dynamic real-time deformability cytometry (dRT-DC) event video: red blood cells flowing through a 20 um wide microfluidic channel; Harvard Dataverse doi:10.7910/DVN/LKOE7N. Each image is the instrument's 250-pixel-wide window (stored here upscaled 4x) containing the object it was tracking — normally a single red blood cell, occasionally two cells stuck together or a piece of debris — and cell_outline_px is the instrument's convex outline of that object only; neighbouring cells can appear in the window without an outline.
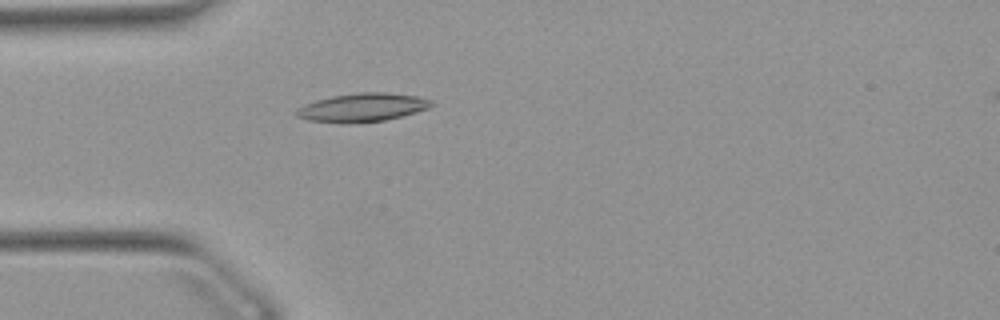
{"species": "Egyptian fruit bat (a non-hibernating species)", "species_latin": "Rousettus aegyptiacus", "temperature_condition": "warm", "stored_images_in_passage": 42, "camera_frame_rate_fps": 3000, "um_per_image_px": 0.085, "animal": {"sex": "female"}, "frame": {"image": 1, "passage_image": 7, "time_ms": 2.0, "image_size_px": [1000, 320], "cell_outline_px": [[436, 104], [428, 108], [416, 112], [384, 120], [348, 124], [340, 124], [308, 120], [296, 116], [296, 112], [304, 104], [316, 100], [332, 96], [356, 92], [384, 92], [416, 96], [432, 100]], "centroid_in_image_um": [30.8, 9.14], "position_along_channel_um": 54.2, "area_um2": 22.48}}
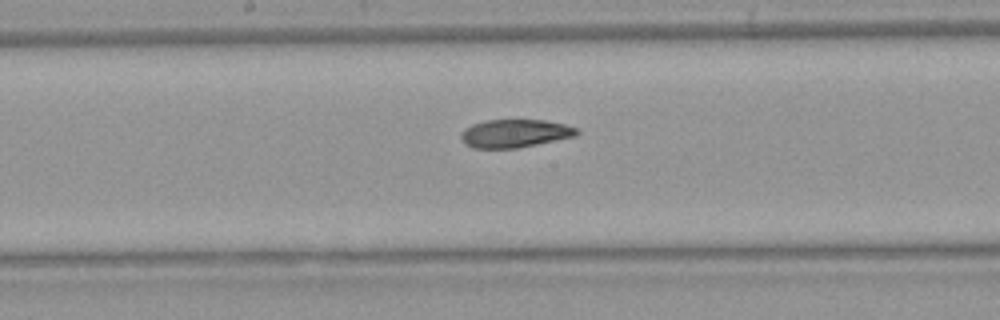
{"frame": {"image": 2, "passage_image": 19, "time_ms": 6.0, "image_size_px": [1000, 320], "cell_outline_px": [[580, 132], [576, 136], [516, 148], [472, 148], [464, 144], [460, 136], [460, 132], [464, 128], [472, 124], [488, 120], [544, 120], [564, 124], [580, 128]], "centroid_in_image_um": [43.75, 11.34], "position_along_channel_um": 204.4, "area_um2": 19.07}}
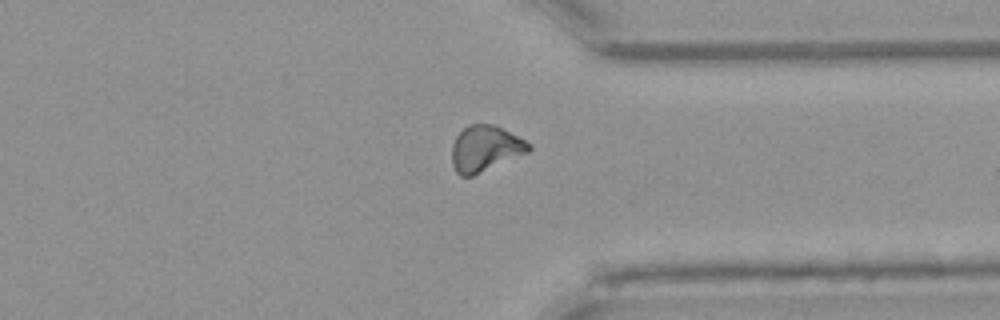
{"frame": {"image": 3, "passage_image": 32, "time_ms": 10.333, "image_size_px": [1000, 320], "cell_outline_px": [[532, 148], [528, 152], [472, 176], [460, 176], [456, 172], [452, 164], [452, 144], [456, 136], [468, 124], [496, 124], [532, 144]], "centroid_in_image_um": [41.24, 12.61], "position_along_channel_um": 370.2, "area_um2": 20.58}}